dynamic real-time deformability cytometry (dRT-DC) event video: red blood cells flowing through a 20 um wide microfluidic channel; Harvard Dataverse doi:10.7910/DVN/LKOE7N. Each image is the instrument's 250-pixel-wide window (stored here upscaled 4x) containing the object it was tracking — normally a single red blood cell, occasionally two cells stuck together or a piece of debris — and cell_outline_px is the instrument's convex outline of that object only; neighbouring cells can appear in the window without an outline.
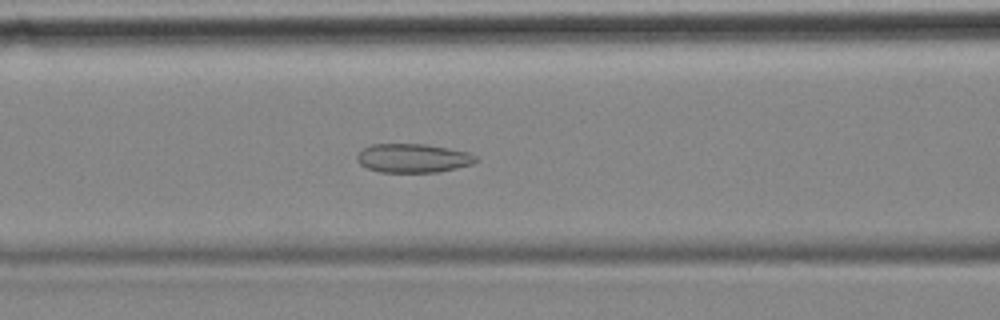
{"species": "common noctule bat (a hibernating species)", "species_latin": "Nyctalus noctula", "temperature_condition": "cold", "stored_images_in_passage": 40, "camera_frame_rate_fps": 3000, "um_per_image_px": 0.085, "animal": {"sex": "female", "body_mass_g": 18.4}, "frame": {"image": 1, "passage_image": 18, "time_ms": 5.667, "image_size_px": [1000, 320], "cell_outline_px": [[480, 160], [472, 164], [456, 168], [436, 172], [380, 172], [368, 168], [360, 164], [356, 160], [356, 156], [364, 148], [372, 144], [428, 144], [468, 152], [476, 156]], "centroid_in_image_um": [35.12, 13.44], "position_along_channel_um": 131.5, "area_um2": 20.0}}
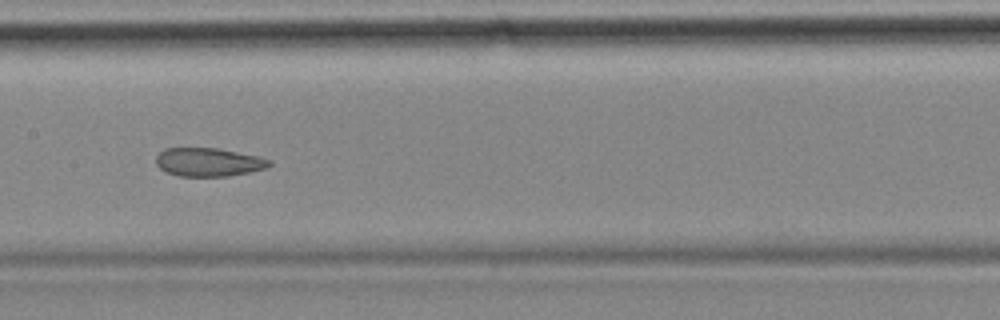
{"frame": {"image": 2, "passage_image": 23, "time_ms": 7.333, "image_size_px": [1000, 320], "cell_outline_px": [[272, 164], [268, 168], [228, 176], [180, 176], [168, 172], [160, 168], [156, 164], [156, 156], [164, 148], [220, 148], [260, 156], [272, 160]], "centroid_in_image_um": [17.77, 13.77], "position_along_channel_um": 189.6, "area_um2": 18.96}, "authors_computed_cell_mechanics": {"area_um2": 20.2878, "velocity_mm_per_s": 3.5108, "shape_relaxation_time_tau1_ms": null, "shape_relaxation_time_tau2_ms": 2.4562, "deformation_change_tau1": null, "deformation_change_tau2": 0.0853}}